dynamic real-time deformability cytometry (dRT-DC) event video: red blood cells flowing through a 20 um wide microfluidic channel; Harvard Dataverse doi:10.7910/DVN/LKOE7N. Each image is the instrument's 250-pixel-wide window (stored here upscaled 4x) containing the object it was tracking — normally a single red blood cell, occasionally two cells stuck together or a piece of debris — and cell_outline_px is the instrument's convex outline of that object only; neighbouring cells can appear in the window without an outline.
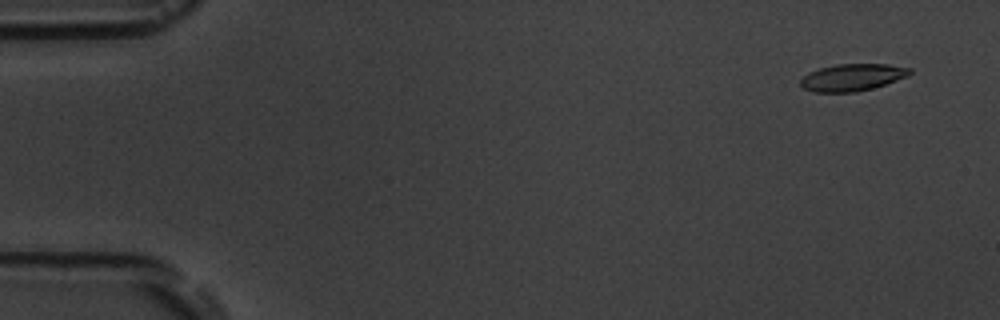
{"species": "common noctule bat (a hibernating species)", "species_latin": "Nyctalus noctula", "temperature_condition": "room temperature", "stored_images_in_passage": 8, "camera_frame_rate_fps": 3000, "um_per_image_px": 0.085, "animal": {"sex": "male", "body_mass_g": 19.5, "forearm_length_mm": 54.6}, "frame": {"image": 1, "passage_image": 2, "time_ms": 1.0, "image_size_px": [1000, 320], "cell_outline_px": [[912, 72], [908, 76], [872, 88], [856, 92], [812, 92], [804, 88], [800, 84], [800, 80], [808, 72], [820, 68], [836, 64], [888, 64], [912, 68]], "centroid_in_image_um": [72.44, 6.57], "position_along_channel_um": 12.6, "area_um2": 17.22}}
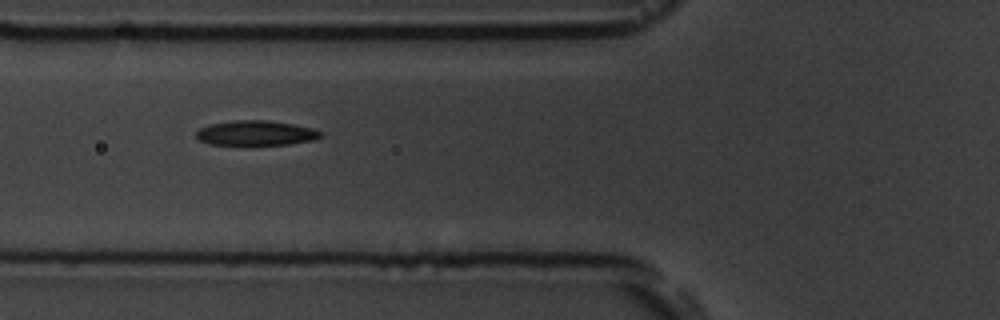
{"frame": {"image": 2, "passage_image": 7, "time_ms": 7.0, "image_size_px": [1000, 320], "cell_outline_px": [[324, 136], [316, 140], [288, 144], [244, 148], [208, 144], [200, 140], [196, 136], [196, 132], [200, 128], [212, 124], [236, 120], [268, 120], [292, 124], [312, 128], [324, 132]], "centroid_in_image_um": [21.77, 11.37], "position_along_channel_um": 104.0, "area_um2": 19.07}}
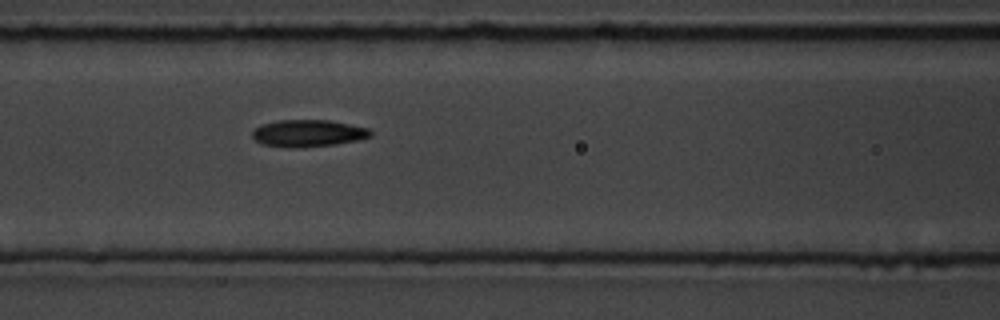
{"frame": {"image": 3, "passage_image": 8, "time_ms": 8.0, "image_size_px": [1000, 320], "cell_outline_px": [[372, 136], [356, 140], [336, 144], [300, 148], [288, 148], [260, 144], [252, 136], [252, 132], [260, 124], [276, 120], [328, 120], [368, 128], [372, 132]], "centroid_in_image_um": [26.14, 11.33], "position_along_channel_um": 140.5, "area_um2": 18.73}}